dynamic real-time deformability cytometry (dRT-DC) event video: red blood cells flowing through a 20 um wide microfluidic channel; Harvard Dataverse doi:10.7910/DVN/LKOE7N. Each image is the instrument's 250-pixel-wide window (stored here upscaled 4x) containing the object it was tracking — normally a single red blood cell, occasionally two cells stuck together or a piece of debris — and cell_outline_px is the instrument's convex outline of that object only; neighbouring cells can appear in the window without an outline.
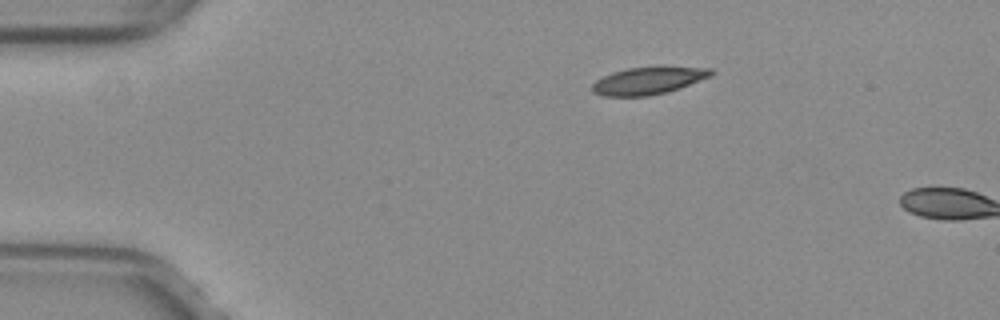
{"species": "common noctule bat (a hibernating species)", "species_latin": "Nyctalus noctula", "temperature_condition": "warm", "stored_images_in_passage": 2, "camera_frame_rate_fps": 3000, "um_per_image_px": 0.085, "animal": {"sex": "female", "body_mass_g": 29.2, "forearm_length_mm": 56.3}, "frame": {"image": 1, "passage_image": 1, "time_ms": 0.0, "image_size_px": [1000, 320], "cell_outline_px": [[716, 72], [712, 76], [680, 88], [668, 92], [648, 96], [604, 96], [592, 92], [592, 84], [596, 80], [612, 72], [628, 68], [712, 68]], "centroid_in_image_um": [55.1, 6.88], "position_along_channel_um": 29.9, "area_um2": 18.61}}